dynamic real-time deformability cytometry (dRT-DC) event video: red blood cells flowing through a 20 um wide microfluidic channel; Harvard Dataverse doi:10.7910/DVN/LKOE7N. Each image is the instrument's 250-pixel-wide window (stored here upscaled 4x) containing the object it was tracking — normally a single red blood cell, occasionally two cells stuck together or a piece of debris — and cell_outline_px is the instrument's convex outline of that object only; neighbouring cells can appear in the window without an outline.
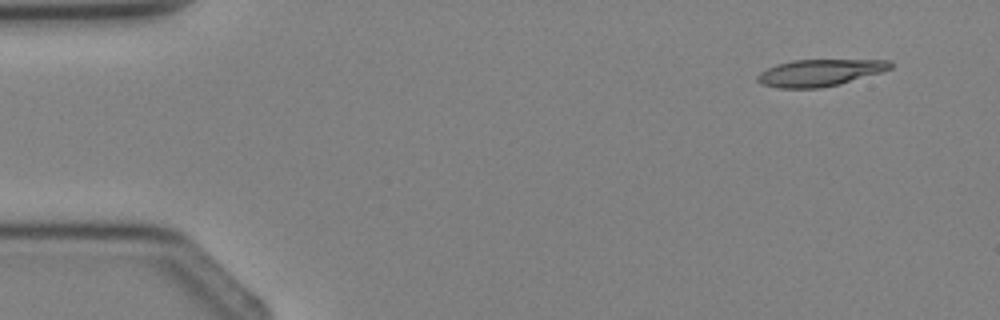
{"species": "Egyptian fruit bat (a non-hibernating species)", "species_latin": "Rousettus aegyptiacus", "temperature_condition": "cold", "stored_images_in_passage": 4, "segment_of_instrument_passage": [1, 2], "camera_frame_rate_fps": 3000, "um_per_image_px": 0.085, "animal": {"sex": "female"}, "frame": {"image": 1, "passage_image": 1, "time_ms": 0.0, "image_size_px": [1000, 320], "cell_outline_px": [[892, 68], [880, 72], [840, 84], [820, 88], [776, 88], [760, 84], [756, 80], [756, 76], [760, 72], [776, 64], [792, 60], [888, 60], [892, 64]], "centroid_in_image_um": [69.61, 6.19], "position_along_channel_um": 15.4, "area_um2": 20.75}}
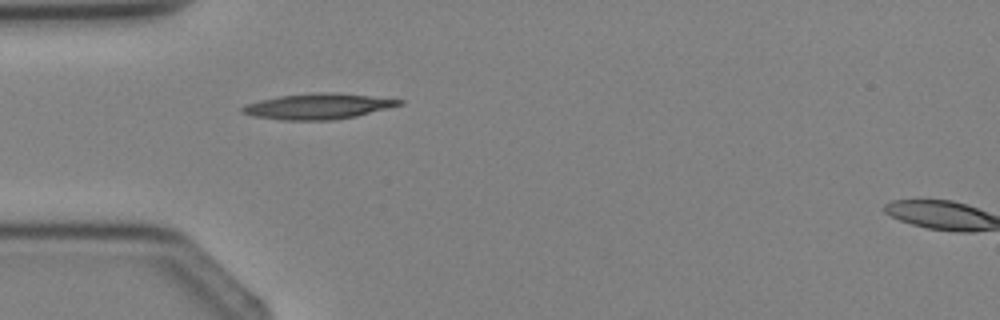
{"frame": {"image": 2, "passage_image": 3, "time_ms": 2.667, "image_size_px": [1000, 320], "cell_outline_px": [[404, 104], [356, 116], [336, 120], [284, 120], [252, 116], [240, 112], [240, 108], [244, 104], [260, 100], [280, 96], [320, 92], [332, 92], [404, 100]], "centroid_in_image_um": [27.0, 9.04], "position_along_channel_um": 58.0, "area_um2": 23.35}}